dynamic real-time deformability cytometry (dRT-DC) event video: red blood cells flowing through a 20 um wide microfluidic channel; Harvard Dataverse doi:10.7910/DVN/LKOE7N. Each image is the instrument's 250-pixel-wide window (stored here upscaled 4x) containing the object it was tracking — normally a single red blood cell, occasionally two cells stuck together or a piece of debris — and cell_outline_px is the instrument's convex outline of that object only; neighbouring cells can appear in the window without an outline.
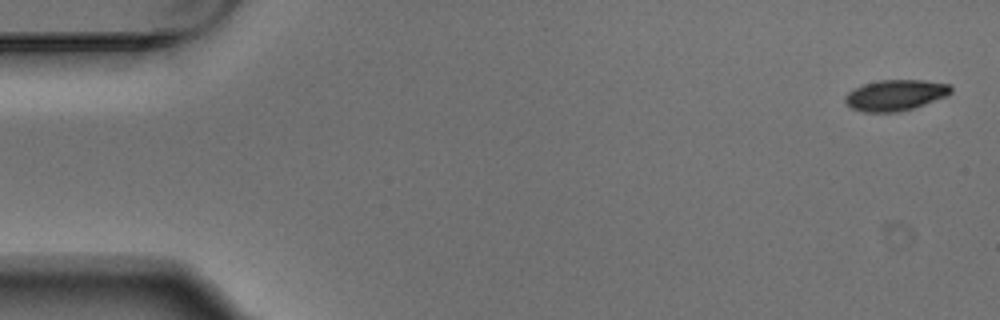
{"species": "Egyptian fruit bat (a non-hibernating species)", "species_latin": "Rousettus aegyptiacus", "temperature_condition": "warm", "stored_images_in_passage": 3, "camera_frame_rate_fps": 3000, "um_per_image_px": 0.085, "animal": {"sex": "male"}, "frame": {"image": 1, "passage_image": 1, "time_ms": 0.0, "image_size_px": [1000, 320], "cell_outline_px": [[952, 92], [948, 96], [900, 112], [864, 112], [852, 108], [844, 100], [844, 96], [848, 92], [864, 84], [880, 80], [924, 80], [952, 84]], "centroid_in_image_um": [76.15, 8.08], "position_along_channel_um": 8.9, "area_um2": 19.07}}
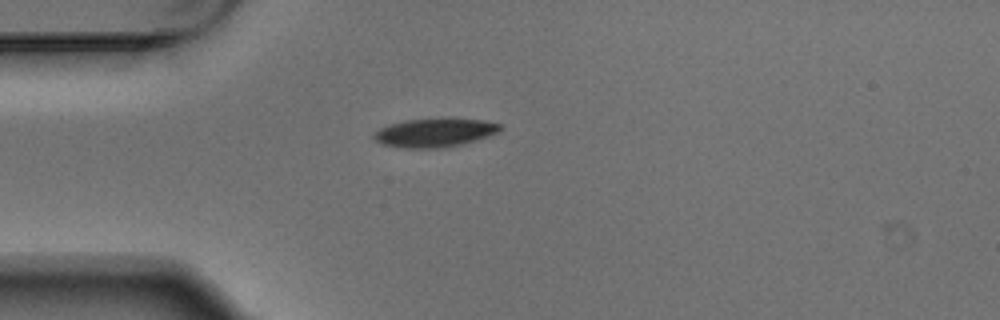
{"frame": {"image": 2, "passage_image": 3, "time_ms": 0.667, "image_size_px": [1000, 320], "cell_outline_px": [[500, 128], [496, 132], [488, 136], [460, 144], [444, 148], [400, 148], [380, 144], [372, 136], [380, 128], [388, 124], [404, 120], [484, 120], [500, 124]], "centroid_in_image_um": [36.86, 11.31], "position_along_channel_um": 48.1, "area_um2": 20.46}}